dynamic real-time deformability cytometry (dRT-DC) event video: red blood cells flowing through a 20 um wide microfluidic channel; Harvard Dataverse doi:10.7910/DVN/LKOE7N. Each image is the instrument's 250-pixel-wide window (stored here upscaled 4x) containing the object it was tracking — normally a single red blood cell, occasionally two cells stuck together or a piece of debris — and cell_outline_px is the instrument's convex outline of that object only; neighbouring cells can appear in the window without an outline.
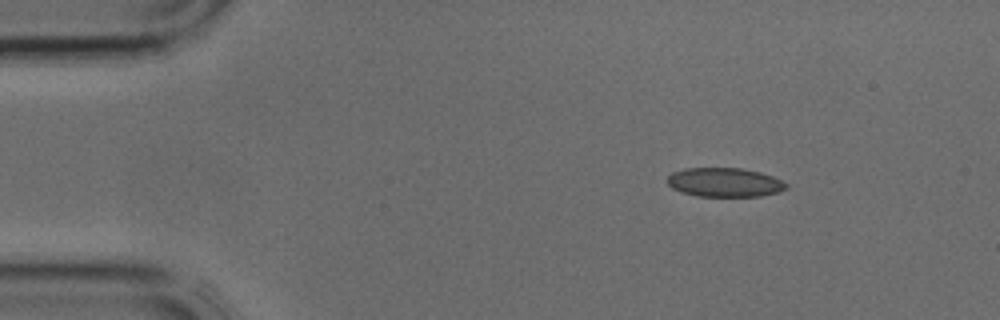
{"species": "common noctule bat (a hibernating species)", "species_latin": "Nyctalus noctula", "temperature_condition": "cold", "stored_images_in_passage": 35, "camera_frame_rate_fps": 3000, "um_per_image_px": 0.085, "animal": {"sex": "male", "body_mass_g": 17.9, "forearm_length_mm": 54.2}, "frame": {"image": 1, "passage_image": 1, "time_ms": 0.0, "image_size_px": [1000, 320], "cell_outline_px": [[788, 188], [776, 192], [760, 196], [696, 196], [680, 192], [672, 188], [668, 184], [668, 176], [672, 172], [684, 168], [740, 168], [760, 172], [772, 176], [788, 184]], "centroid_in_image_um": [61.56, 15.5], "position_along_channel_um": 23.4, "area_um2": 20.11}}
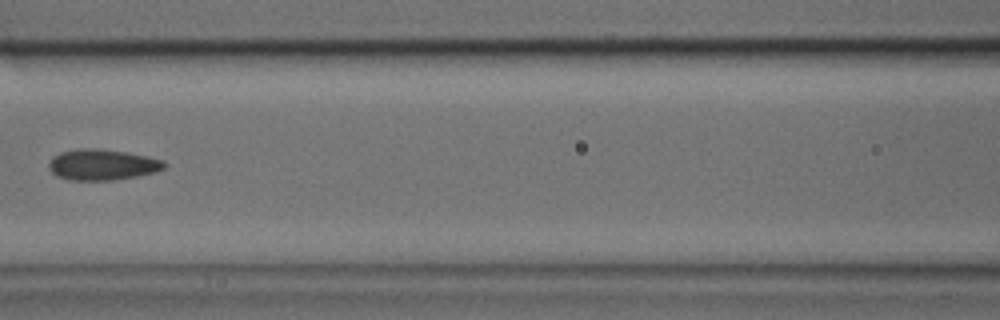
{"frame": {"image": 2, "passage_image": 13, "time_ms": 4.0, "image_size_px": [1000, 320], "cell_outline_px": [[168, 164], [164, 168], [156, 172], [136, 176], [112, 180], [68, 180], [56, 176], [48, 168], [48, 164], [52, 156], [60, 152], [80, 148], [96, 148], [128, 152], [148, 156], [164, 160]], "centroid_in_image_um": [8.69, 13.99], "position_along_channel_um": 157.9, "area_um2": 21.04}}
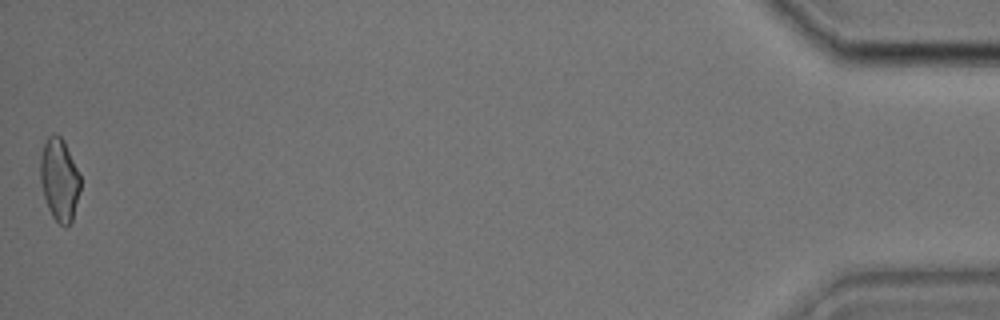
{"frame": {"image": 3, "passage_image": 35, "time_ms": 11.333, "image_size_px": [1000, 320], "cell_outline_px": [[80, 188], [72, 220], [64, 228], [52, 216], [48, 208], [44, 196], [40, 180], [40, 156], [44, 144], [48, 136], [60, 136], [64, 140], [80, 176]], "centroid_in_image_um": [5.04, 15.28], "position_along_channel_um": 430.2, "area_um2": 18.96}}